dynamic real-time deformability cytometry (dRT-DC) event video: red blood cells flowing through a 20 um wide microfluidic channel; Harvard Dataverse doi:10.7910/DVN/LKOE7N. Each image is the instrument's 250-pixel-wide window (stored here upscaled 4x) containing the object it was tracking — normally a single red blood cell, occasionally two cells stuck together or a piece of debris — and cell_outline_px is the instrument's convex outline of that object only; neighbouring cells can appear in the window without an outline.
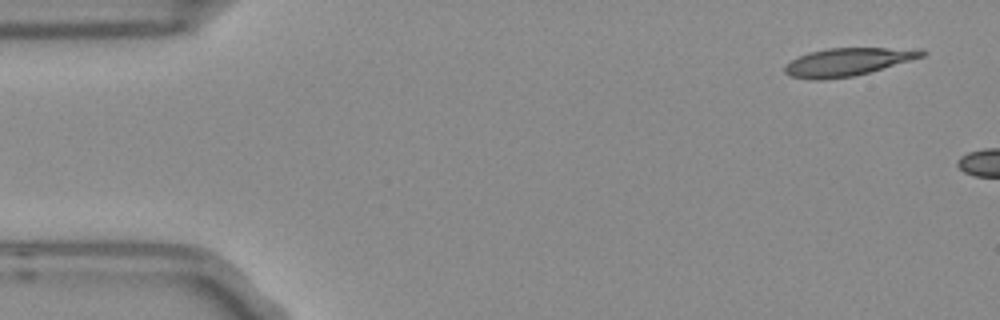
{"species": "Egyptian fruit bat (a non-hibernating species)", "species_latin": "Rousettus aegyptiacus", "temperature_condition": "room temperature", "stored_images_in_passage": 2, "camera_frame_rate_fps": 3000, "um_per_image_px": 0.085, "frame": {"image": 1, "passage_image": 1, "time_ms": 0.0, "image_size_px": [1000, 320], "cell_outline_px": [[928, 52], [924, 56], [868, 72], [852, 76], [824, 80], [812, 80], [792, 76], [784, 72], [784, 64], [808, 52], [828, 48], [924, 48]], "centroid_in_image_um": [72.06, 5.25], "position_along_channel_um": 12.9, "area_um2": 22.25}}